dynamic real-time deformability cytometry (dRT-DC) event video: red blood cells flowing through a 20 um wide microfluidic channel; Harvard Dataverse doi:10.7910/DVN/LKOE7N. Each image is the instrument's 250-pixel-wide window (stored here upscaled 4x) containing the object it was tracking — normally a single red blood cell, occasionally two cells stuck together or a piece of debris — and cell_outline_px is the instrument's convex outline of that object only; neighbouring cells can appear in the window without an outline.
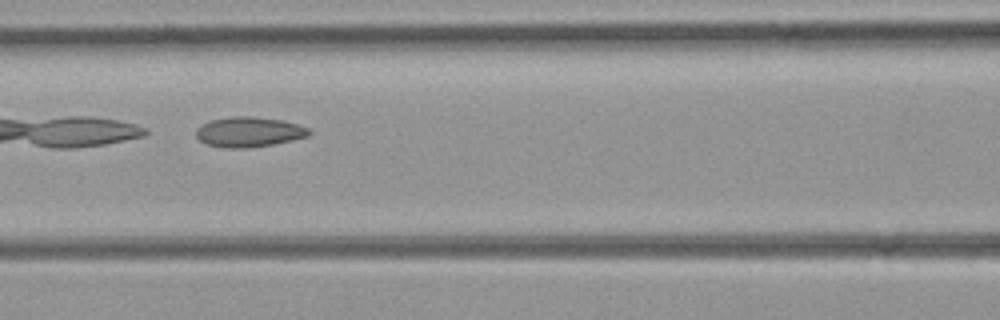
{"species": "common noctule bat (a hibernating species)", "species_latin": "Nyctalus noctula", "temperature_condition": "room temperature", "stored_images_in_passage": 33, "camera_frame_rate_fps": 3000, "um_per_image_px": 0.085, "animal": {"sex": "female", "body_mass_g": 21.9}, "frame": {"image": 1, "passage_image": 6, "time_ms": 1.667, "image_size_px": [1000, 320], "cell_outline_px": [[312, 132], [308, 136], [292, 140], [272, 144], [244, 148], [228, 148], [208, 144], [200, 140], [196, 136], [196, 128], [200, 124], [208, 120], [232, 116], [252, 116], [284, 120], [308, 128]], "centroid_in_image_um": [21.14, 11.19], "position_along_channel_um": 145.5, "area_um2": 19.83}}
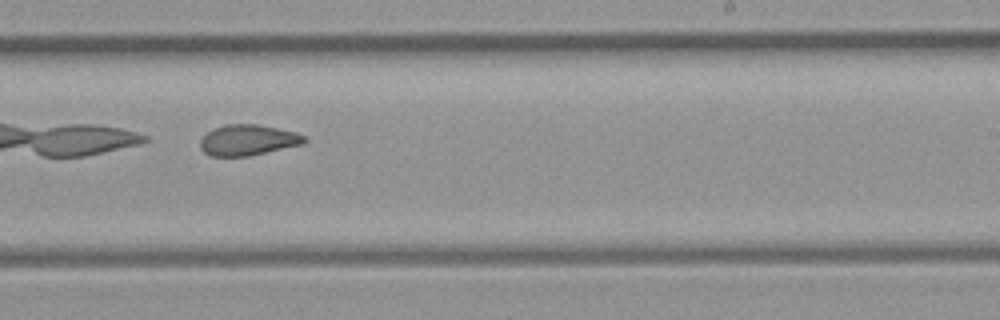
{"frame": {"image": 2, "passage_image": 15, "time_ms": 4.667, "image_size_px": [1000, 320], "cell_outline_px": [[308, 140], [304, 144], [248, 156], [212, 156], [204, 152], [200, 148], [200, 140], [212, 128], [224, 124], [256, 124], [296, 132], [304, 136]], "centroid_in_image_um": [21.07, 11.9], "position_along_channel_um": 267.9, "area_um2": 18.67}}